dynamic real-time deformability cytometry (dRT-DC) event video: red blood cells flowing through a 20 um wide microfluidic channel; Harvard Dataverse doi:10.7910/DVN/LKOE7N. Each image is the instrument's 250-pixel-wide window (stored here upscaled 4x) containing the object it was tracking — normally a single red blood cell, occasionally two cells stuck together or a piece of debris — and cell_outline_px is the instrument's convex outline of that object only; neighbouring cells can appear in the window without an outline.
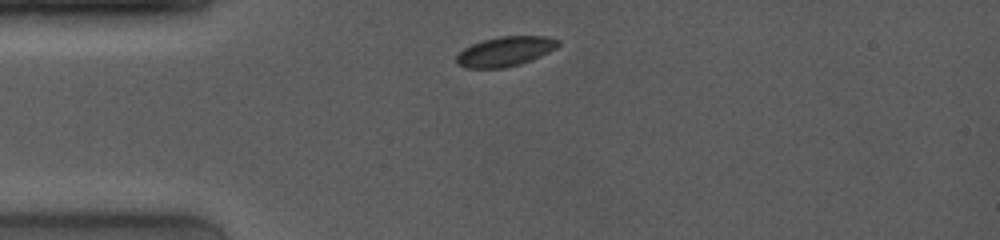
{"species": "common noctule bat (a hibernating species)", "species_latin": "Nyctalus noctula", "temperature_condition": "room temperature", "stored_images_in_passage": 12, "camera_frame_rate_fps": 4000, "um_per_image_px": 0.085, "animal": {"sex": "female", "body_mass_g": 19.0, "forearm_length_mm": 53.3}, "frame": {"image": 1, "passage_image": 1, "time_ms": 0.0, "image_size_px": [1000, 240], "cell_outline_px": [[560, 44], [556, 48], [532, 60], [520, 64], [504, 68], [464, 68], [456, 64], [456, 56], [464, 48], [480, 40], [500, 36], [548, 36], [560, 40]], "centroid_in_image_um": [42.93, 4.37], "position_along_channel_um": 42.1, "area_um2": 17.8}}
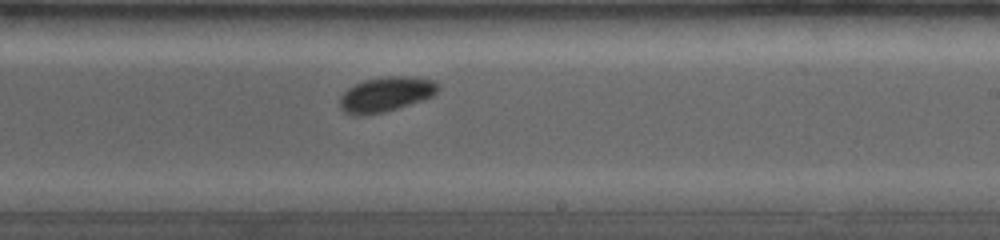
{"frame": {"image": 2, "passage_image": 12, "time_ms": 6.0, "image_size_px": [1000, 240], "cell_outline_px": [[440, 88], [432, 96], [384, 112], [364, 116], [352, 116], [344, 112], [340, 108], [340, 96], [348, 88], [364, 80], [388, 76], [408, 76], [436, 80], [440, 84]], "centroid_in_image_um": [32.79, 8.02], "position_along_channel_um": 256.2, "area_um2": 20.0}}